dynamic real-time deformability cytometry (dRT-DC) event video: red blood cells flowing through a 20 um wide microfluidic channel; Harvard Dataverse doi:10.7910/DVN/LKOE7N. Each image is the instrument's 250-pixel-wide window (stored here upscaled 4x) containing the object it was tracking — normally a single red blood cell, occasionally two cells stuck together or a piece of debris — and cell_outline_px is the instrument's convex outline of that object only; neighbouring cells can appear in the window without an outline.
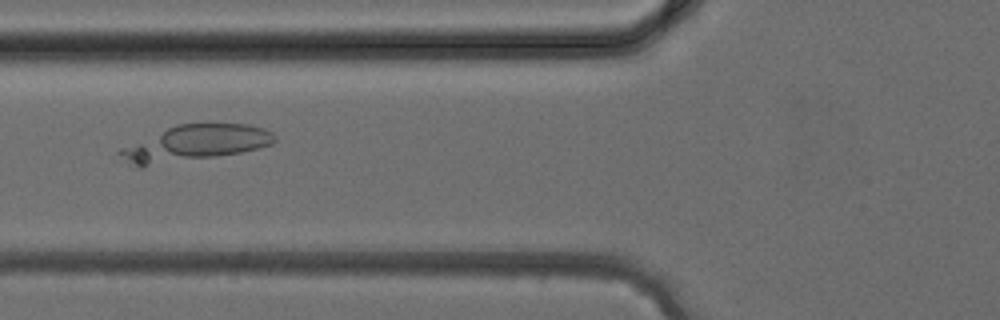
{"species": "common noctule bat (a hibernating species)", "species_latin": "Nyctalus noctula", "temperature_condition": "cold", "stored_images_in_passage": 35, "camera_frame_rate_fps": 3000, "um_per_image_px": 0.085, "animal": {"sex": "female", "body_mass_g": 24.6, "forearm_length_mm": 56.2}, "frame": {"image": 1, "passage_image": 12, "time_ms": 3.667, "image_size_px": [1000, 320], "cell_outline_px": [[276, 140], [272, 144], [240, 152], [216, 156], [140, 168], [128, 164], [116, 152], [120, 148], [176, 124], [248, 124], [264, 128], [272, 132], [276, 136]], "centroid_in_image_um": [16.52, 12.19], "position_along_channel_um": 109.3, "area_um2": 32.25}}
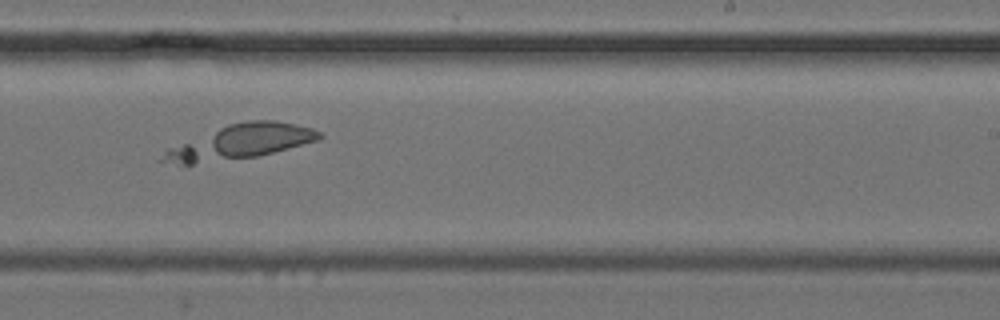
{"frame": {"image": 2, "passage_image": 21, "time_ms": 6.667, "image_size_px": [1000, 320], "cell_outline_px": [[324, 136], [320, 140], [260, 156], [192, 164], [176, 164], [156, 160], [168, 148], [228, 124], [248, 120], [276, 120], [296, 124], [312, 128], [320, 132]], "centroid_in_image_um": [20.46, 12.07], "position_along_channel_um": 268.5, "area_um2": 31.33}}
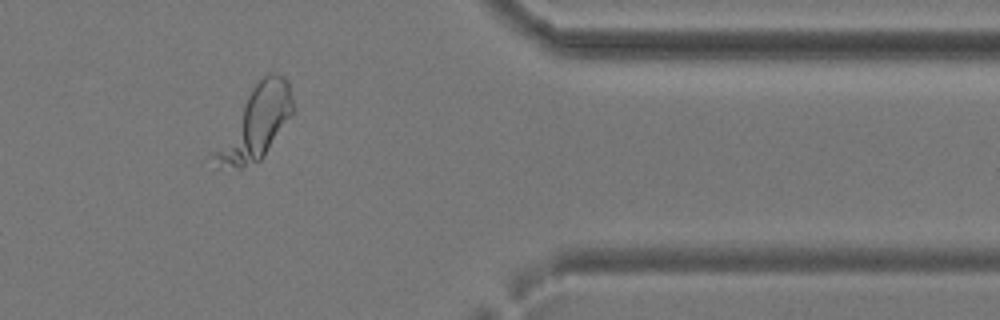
{"frame": {"image": 3, "passage_image": 29, "time_ms": 9.333, "image_size_px": [1000, 320], "cell_outline_px": [[292, 116], [264, 156], [260, 160], [240, 168], [216, 168], [212, 156], [212, 152], [252, 88], [268, 72], [276, 72], [288, 80], [292, 100]], "centroid_in_image_um": [21.73, 10.51], "position_along_channel_um": 389.7, "area_um2": 32.31}}